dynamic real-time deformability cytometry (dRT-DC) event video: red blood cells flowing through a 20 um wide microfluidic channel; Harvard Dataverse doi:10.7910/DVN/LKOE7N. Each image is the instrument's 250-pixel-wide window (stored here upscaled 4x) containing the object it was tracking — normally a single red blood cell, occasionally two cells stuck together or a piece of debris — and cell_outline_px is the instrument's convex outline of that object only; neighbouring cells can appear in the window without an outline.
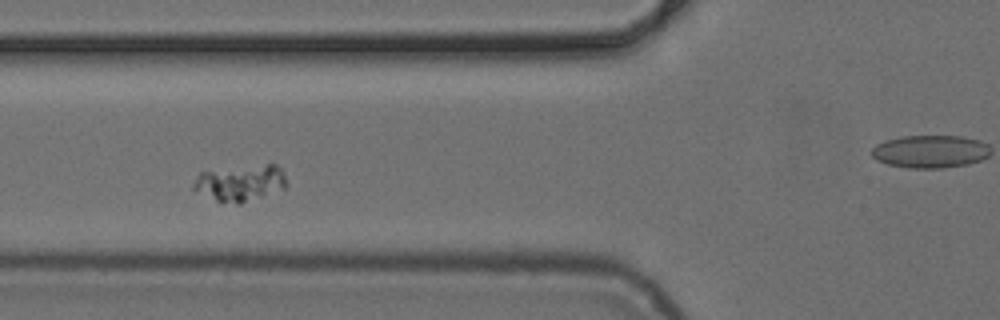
{"species": "common noctule bat (a hibernating species)", "species_latin": "Nyctalus noctula", "temperature_condition": "cold", "stored_images_in_passage": 4, "camera_frame_rate_fps": 3000, "um_per_image_px": 0.085, "animal": {"sex": "female", "body_mass_g": 24.6, "forearm_length_mm": 56.2}, "frame": {"image": 1, "passage_image": 2, "time_ms": 1.0, "image_size_px": [1000, 320], "cell_outline_px": [[288, 184], [284, 188], [240, 204], [236, 204], [216, 200], [192, 188], [192, 184], [196, 176], [200, 172], [268, 164], [276, 164], [280, 168]], "centroid_in_image_um": [20.43, 15.55], "position_along_channel_um": 105.4, "area_um2": 19.19}}
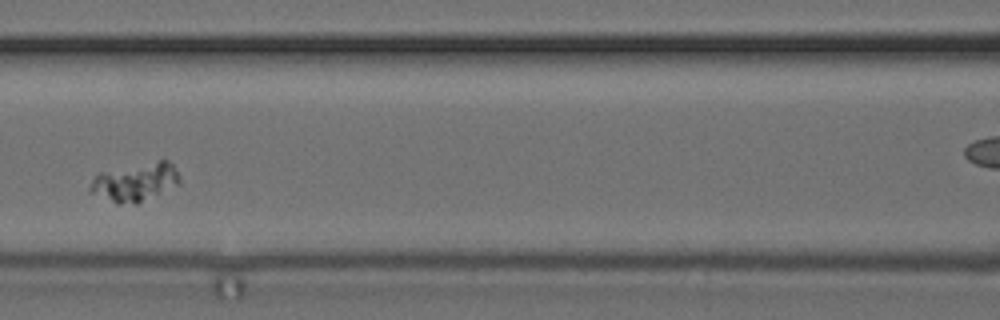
{"frame": {"image": 2, "passage_image": 3, "time_ms": 2.333, "image_size_px": [1000, 320], "cell_outline_px": [[180, 184], [136, 204], [116, 204], [88, 192], [88, 188], [92, 180], [100, 172], [160, 160], [168, 160], [172, 164], [180, 176]], "centroid_in_image_um": [11.48, 15.5], "position_along_channel_um": 155.1, "area_um2": 20.0}}